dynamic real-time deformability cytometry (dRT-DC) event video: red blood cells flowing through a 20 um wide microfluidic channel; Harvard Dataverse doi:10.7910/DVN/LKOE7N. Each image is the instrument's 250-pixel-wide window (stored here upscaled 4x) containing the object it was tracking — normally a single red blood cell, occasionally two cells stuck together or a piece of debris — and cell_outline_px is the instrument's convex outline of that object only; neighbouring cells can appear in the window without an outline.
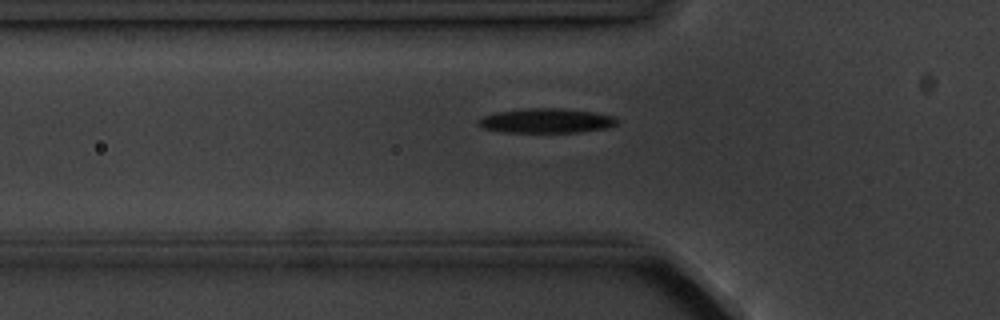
{"species": "common noctule bat (a hibernating species)", "species_latin": "Nyctalus noctula", "temperature_condition": "cold", "stored_images_in_passage": 5, "camera_frame_rate_fps": 3000, "um_per_image_px": 0.085, "animal": {"sex": "male", "body_mass_g": 20.1, "forearm_length_mm": 53.5}, "frame": {"image": 1, "passage_image": 5, "time_ms": 5.333, "image_size_px": [1000, 320], "cell_outline_px": [[620, 120], [616, 124], [608, 128], [580, 132], [504, 132], [484, 128], [476, 124], [476, 120], [484, 116], [496, 112], [524, 108], [556, 108], [592, 112], [616, 116]], "centroid_in_image_um": [46.44, 10.26], "position_along_channel_um": 79.4, "area_um2": 19.94}}